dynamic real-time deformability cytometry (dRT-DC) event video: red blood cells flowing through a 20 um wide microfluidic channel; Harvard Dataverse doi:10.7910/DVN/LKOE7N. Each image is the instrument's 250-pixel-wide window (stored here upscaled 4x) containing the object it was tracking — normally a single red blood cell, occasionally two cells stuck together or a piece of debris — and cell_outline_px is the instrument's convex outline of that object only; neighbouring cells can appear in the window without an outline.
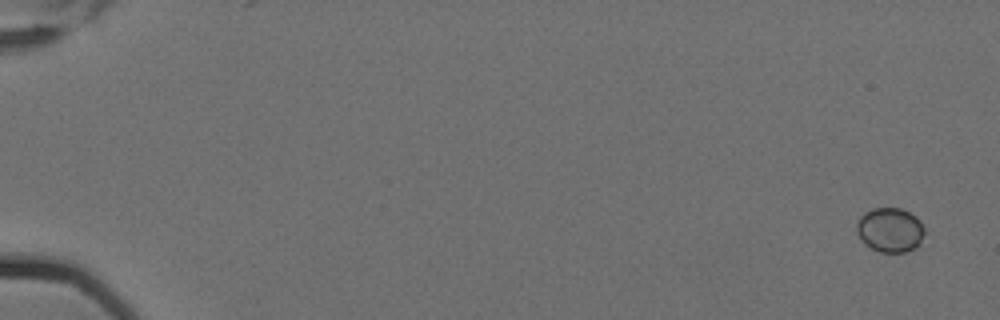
{"species": "Egyptian fruit bat (a non-hibernating species)", "species_latin": "Rousettus aegyptiacus", "temperature_condition": "cold", "stored_images_in_passage": 6, "camera_frame_rate_fps": 3000, "um_per_image_px": 0.085, "animal": {"sex": "female"}, "frame": {"image": 1, "passage_image": 1, "time_ms": 0.0, "image_size_px": [1000, 320], "cell_outline_px": [[924, 232], [920, 244], [916, 248], [904, 252], [880, 252], [864, 244], [856, 232], [856, 224], [860, 216], [864, 212], [872, 208], [900, 208], [916, 216], [924, 228]], "centroid_in_image_um": [75.64, 19.54], "position_along_channel_um": 9.4, "area_um2": 17.69}}